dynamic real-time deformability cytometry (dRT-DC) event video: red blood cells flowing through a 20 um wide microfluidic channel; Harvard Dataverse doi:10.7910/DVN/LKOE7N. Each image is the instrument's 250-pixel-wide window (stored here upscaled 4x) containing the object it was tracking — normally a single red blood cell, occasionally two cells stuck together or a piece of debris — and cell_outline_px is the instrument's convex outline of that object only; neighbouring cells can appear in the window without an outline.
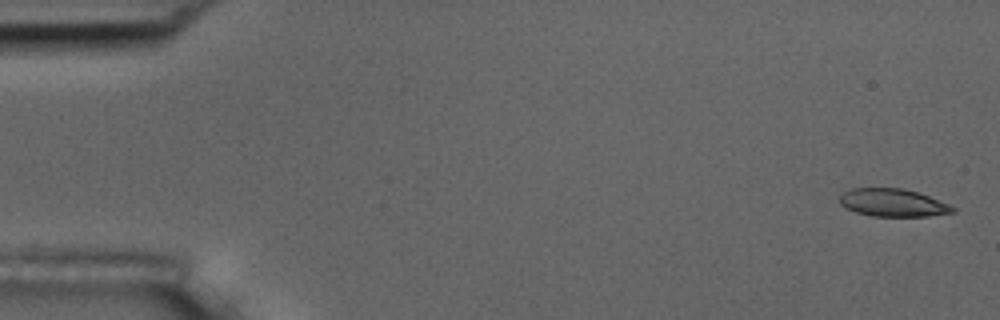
{"species": "common noctule bat (a hibernating species)", "species_latin": "Nyctalus noctula", "temperature_condition": "room temperature", "stored_images_in_passage": 5, "camera_frame_rate_fps": 3000, "um_per_image_px": 0.085, "animal": {"sex": "male", "body_mass_g": 17.5, "forearm_length_mm": 52.3}, "frame": {"image": 1, "passage_image": 1, "time_ms": 0.0, "image_size_px": [1000, 320], "cell_outline_px": [[956, 212], [928, 216], [872, 216], [856, 212], [844, 208], [840, 204], [840, 196], [844, 192], [852, 188], [904, 188], [928, 196], [948, 204], [956, 208]], "centroid_in_image_um": [75.88, 17.23], "position_along_channel_um": 9.1, "area_um2": 18.26}}
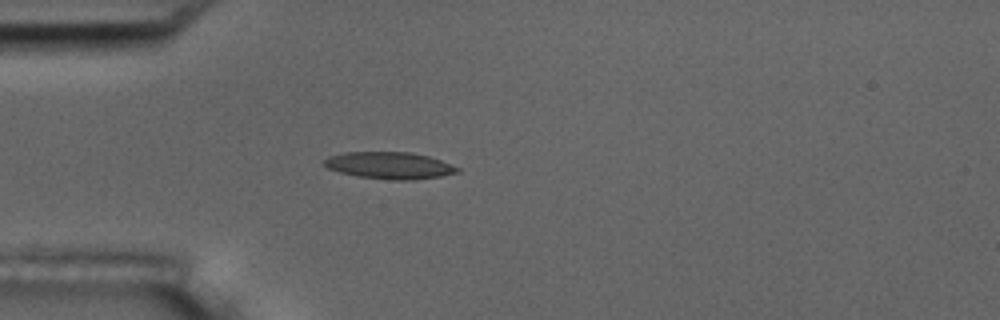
{"frame": {"image": 2, "passage_image": 5, "time_ms": 4.667, "image_size_px": [1000, 320], "cell_outline_px": [[460, 172], [440, 176], [412, 180], [396, 180], [356, 176], [340, 172], [328, 168], [324, 164], [324, 160], [328, 156], [344, 152], [408, 152], [428, 156], [440, 160], [460, 168]], "centroid_in_image_um": [33.1, 14.06], "position_along_channel_um": 51.9, "area_um2": 20.75}}